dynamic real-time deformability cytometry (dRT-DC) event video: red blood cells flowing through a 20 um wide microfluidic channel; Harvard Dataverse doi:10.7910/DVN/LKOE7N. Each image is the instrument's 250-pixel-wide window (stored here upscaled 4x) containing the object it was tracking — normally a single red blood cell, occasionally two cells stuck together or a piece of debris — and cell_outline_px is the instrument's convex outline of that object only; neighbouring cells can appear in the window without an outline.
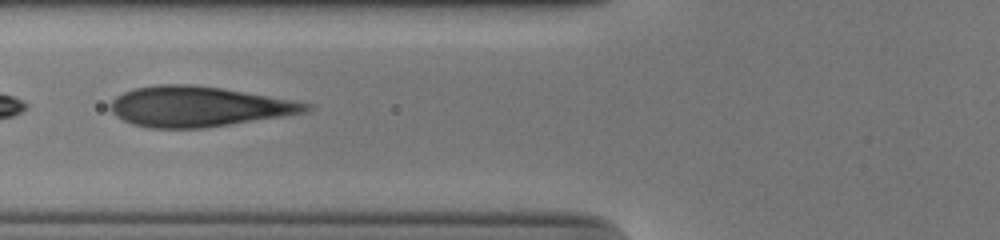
{"species": "human", "species_latin": "Homo sapiens", "temperature_condition": "cold", "stored_images_in_passage": 51, "camera_frame_rate_fps": 3000, "um_per_image_px": 0.085, "donor": {"sex": "male"}, "frame": {"image": 1, "passage_image": 21, "time_ms": 6.667, "image_size_px": [1000, 240], "cell_outline_px": [[312, 108], [308, 112], [204, 128], [148, 128], [132, 124], [116, 116], [108, 108], [112, 100], [116, 96], [132, 88], [156, 84], [188, 84], [220, 88], [292, 100], [312, 104]], "centroid_in_image_um": [16.81, 9.05], "position_along_channel_um": 109.0, "area_um2": 45.72}}
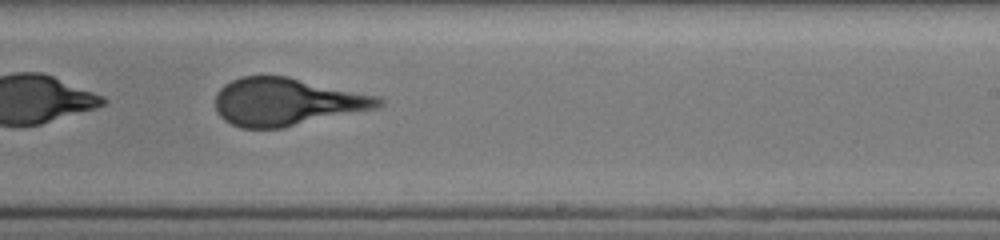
{"frame": {"image": 2, "passage_image": 33, "time_ms": 10.667, "image_size_px": [1000, 240], "cell_outline_px": [[384, 104], [376, 108], [284, 128], [240, 128], [224, 120], [216, 112], [216, 92], [224, 84], [240, 76], [288, 76], [376, 96], [384, 100]], "centroid_in_image_um": [24.33, 8.66], "position_along_channel_um": 264.7, "area_um2": 45.26}}
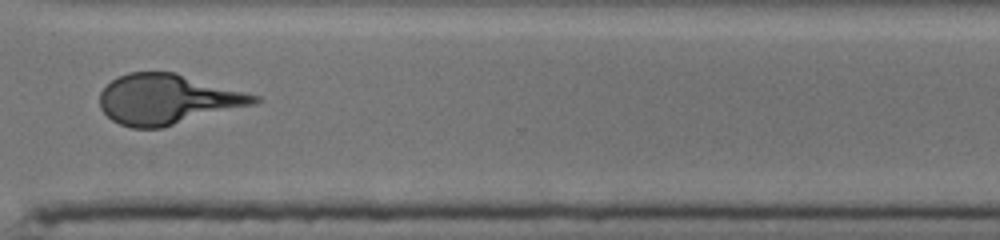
{"frame": {"image": 3, "passage_image": 40, "time_ms": 13.0, "image_size_px": [1000, 240], "cell_outline_px": [[260, 100], [256, 104], [160, 128], [132, 128], [120, 124], [112, 120], [100, 108], [100, 92], [112, 80], [128, 72], [176, 72], [260, 96]], "centroid_in_image_um": [14.24, 8.44], "position_along_channel_um": 356.4, "area_um2": 44.97}}